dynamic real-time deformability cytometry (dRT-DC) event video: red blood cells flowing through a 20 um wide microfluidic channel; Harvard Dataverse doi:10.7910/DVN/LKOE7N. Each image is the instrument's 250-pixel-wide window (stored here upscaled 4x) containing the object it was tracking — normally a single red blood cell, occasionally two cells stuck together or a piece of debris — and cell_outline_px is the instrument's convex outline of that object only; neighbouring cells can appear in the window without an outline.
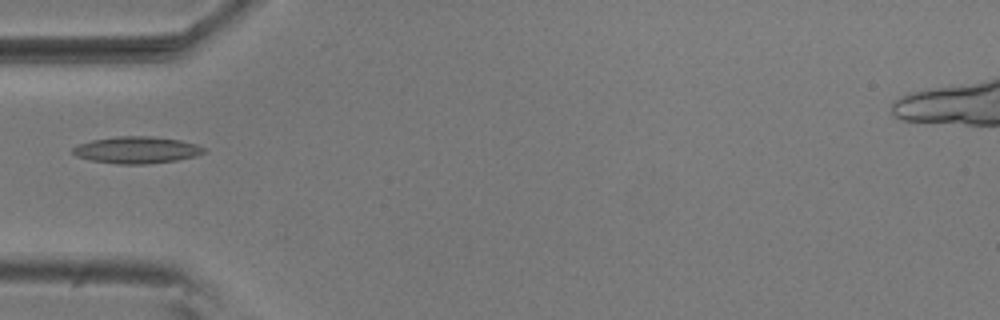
{"species": "common noctule bat (a hibernating species)", "species_latin": "Nyctalus noctula", "temperature_condition": "room temperature", "stored_images_in_passage": 6, "camera_frame_rate_fps": 3000, "um_per_image_px": 0.085, "animal": {"sex": "male", "body_mass_g": 20.5, "forearm_length_mm": 52.5}, "frame": {"image": 1, "passage_image": 5, "time_ms": 1.333, "image_size_px": [1000, 320], "cell_outline_px": [[204, 152], [196, 156], [176, 160], [144, 164], [116, 164], [92, 160], [76, 156], [72, 152], [72, 148], [76, 144], [92, 140], [116, 136], [148, 136], [180, 140], [196, 144], [204, 148]], "centroid_in_image_um": [11.57, 12.74], "position_along_channel_um": 73.4, "area_um2": 20.4}}
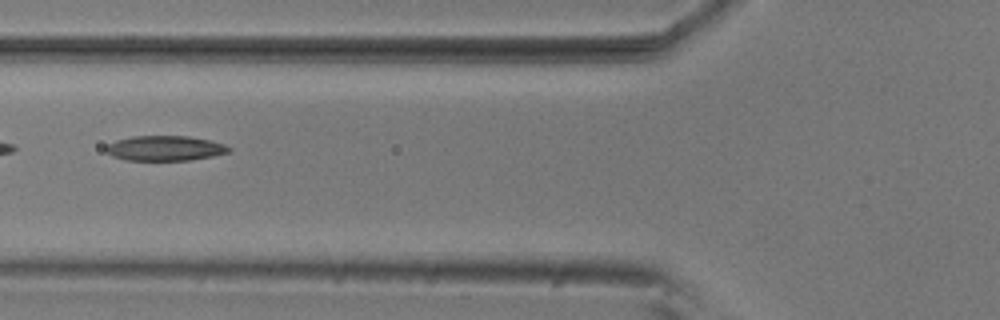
{"frame": {"image": 2, "passage_image": 6, "time_ms": 1.667, "image_size_px": [1000, 320], "cell_outline_px": [[232, 152], [212, 156], [188, 160], [124, 160], [112, 156], [104, 148], [108, 144], [116, 140], [132, 136], [188, 136], [208, 140], [224, 144], [232, 148]], "centroid_in_image_um": [14.03, 12.6], "position_along_channel_um": 111.8, "area_um2": 17.92}}